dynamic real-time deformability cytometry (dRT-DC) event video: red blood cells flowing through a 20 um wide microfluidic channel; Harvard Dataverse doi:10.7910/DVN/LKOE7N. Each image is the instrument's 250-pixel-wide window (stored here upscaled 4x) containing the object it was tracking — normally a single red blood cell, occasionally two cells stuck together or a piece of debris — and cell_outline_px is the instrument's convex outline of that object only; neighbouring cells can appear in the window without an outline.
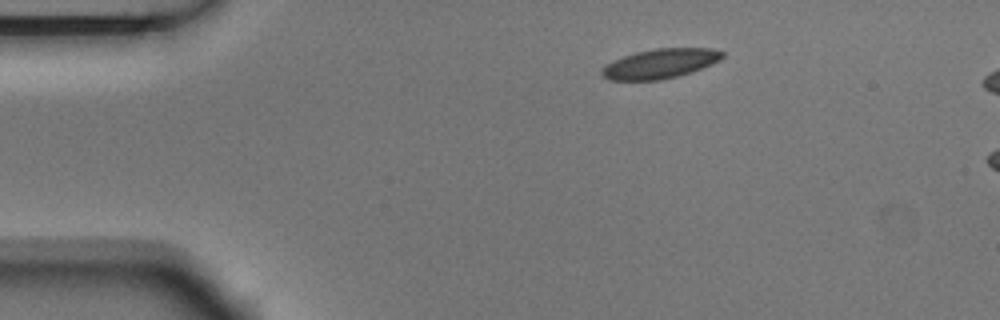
{"species": "Egyptian fruit bat (a non-hibernating species)", "species_latin": "Rousettus aegyptiacus", "temperature_condition": "room temperature", "stored_images_in_passage": 4, "camera_frame_rate_fps": 3000, "um_per_image_px": 0.085, "animal": {"sex": "male"}, "frame": {"image": 1, "passage_image": 1, "time_ms": 0.0, "image_size_px": [1000, 320], "cell_outline_px": [[724, 56], [720, 60], [712, 64], [692, 72], [660, 80], [608, 80], [600, 72], [612, 60], [636, 52], [656, 48], [712, 48], [724, 52]], "centroid_in_image_um": [56.14, 5.4], "position_along_channel_um": 28.9, "area_um2": 20.69}}
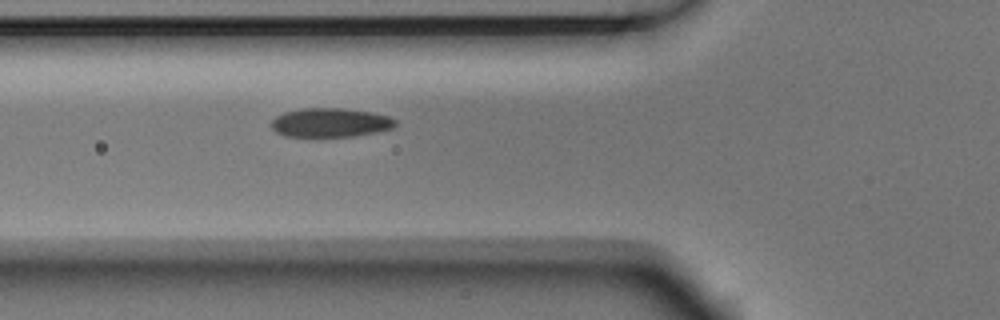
{"frame": {"image": 2, "passage_image": 4, "time_ms": 1.0, "image_size_px": [1000, 320], "cell_outline_px": [[396, 124], [392, 128], [376, 132], [352, 136], [284, 136], [276, 132], [272, 128], [272, 120], [276, 116], [284, 112], [304, 108], [344, 108], [372, 112], [388, 116], [396, 120]], "centroid_in_image_um": [28.08, 10.41], "position_along_channel_um": 97.7, "area_um2": 20.87}}